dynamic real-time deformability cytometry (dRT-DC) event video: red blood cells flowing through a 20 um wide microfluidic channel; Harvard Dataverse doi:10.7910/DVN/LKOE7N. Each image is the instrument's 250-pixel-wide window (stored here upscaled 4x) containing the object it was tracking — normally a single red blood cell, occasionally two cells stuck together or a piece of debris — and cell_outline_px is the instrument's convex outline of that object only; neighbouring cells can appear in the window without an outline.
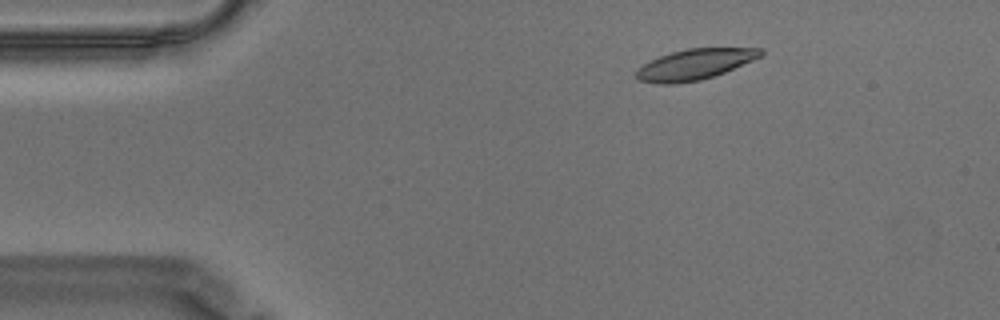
{"species": "Egyptian fruit bat (a non-hibernating species)", "species_latin": "Rousettus aegyptiacus", "temperature_condition": "warm", "stored_images_in_passage": 49, "camera_frame_rate_fps": 3000, "um_per_image_px": 0.085, "animal": {"sex": "male"}, "frame": {"image": 1, "passage_image": 1, "time_ms": 0.0, "image_size_px": [1000, 320], "cell_outline_px": [[764, 52], [760, 56], [752, 60], [724, 72], [700, 80], [676, 84], [656, 84], [640, 80], [636, 76], [636, 72], [644, 64], [660, 56], [672, 52], [688, 48], [764, 48]], "centroid_in_image_um": [59.05, 5.47], "position_along_channel_um": 25.9, "area_um2": 21.85}}
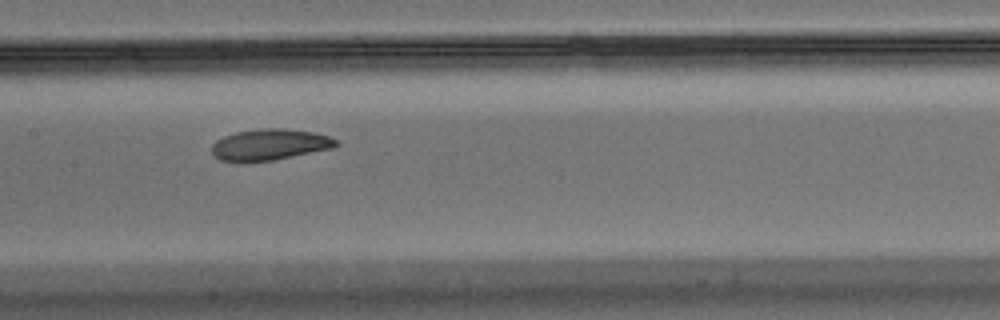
{"frame": {"image": 2, "passage_image": 20, "time_ms": 6.333, "image_size_px": [1000, 320], "cell_outline_px": [[340, 144], [336, 148], [272, 160], [220, 160], [212, 152], [212, 144], [216, 140], [224, 136], [236, 132], [260, 128], [284, 128], [312, 132], [328, 136], [336, 140]], "centroid_in_image_um": [22.98, 12.27], "position_along_channel_um": 184.4, "area_um2": 22.25}}
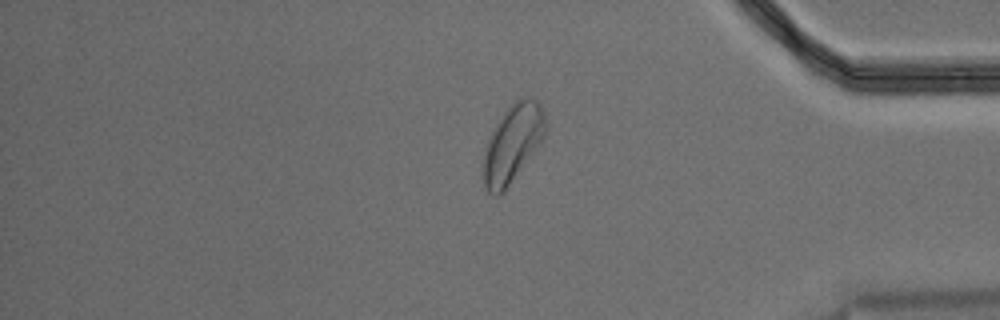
{"frame": {"image": 3, "passage_image": 40, "time_ms": 13.0, "image_size_px": [1000, 320], "cell_outline_px": [[544, 140], [504, 192], [496, 196], [492, 196], [484, 188], [480, 168], [484, 152], [488, 140], [496, 124], [504, 112], [516, 100], [524, 96], [532, 96], [540, 104], [544, 112]], "centroid_in_image_um": [43.54, 12.25], "position_along_channel_um": 391.7, "area_um2": 28.5}, "authors_computed_cell_mechanics": {"area_um2": 23.3512, "velocity_mm_per_s": 3.4884, "shape_relaxation_time_tau1_ms": 4.8395, "shape_relaxation_time_tau2_ms": null, "deformation_change_tau1": 0.1437, "deformation_change_tau2": null}}